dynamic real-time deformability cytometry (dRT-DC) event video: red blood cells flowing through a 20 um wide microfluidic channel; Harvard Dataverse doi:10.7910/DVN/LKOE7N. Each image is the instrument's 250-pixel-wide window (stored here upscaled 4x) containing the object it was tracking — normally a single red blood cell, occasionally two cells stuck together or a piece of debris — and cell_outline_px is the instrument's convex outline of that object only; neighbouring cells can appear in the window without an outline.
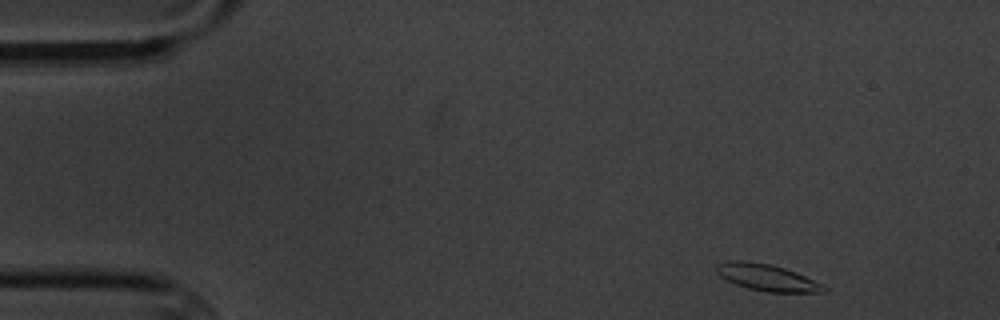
{"species": "common noctule bat (a hibernating species)", "species_latin": "Nyctalus noctula", "temperature_condition": "cold", "stored_images_in_passage": 3, "camera_frame_rate_fps": 3000, "um_per_image_px": 0.085, "animal": {"sex": "male", "body_mass_g": 20.1, "forearm_length_mm": 53.5}, "frame": {"image": 1, "passage_image": 1, "time_ms": 0.0, "image_size_px": [1000, 320], "cell_outline_px": [[828, 292], [764, 292], [748, 288], [736, 284], [720, 276], [716, 272], [716, 264], [732, 260], [744, 260], [768, 264], [784, 268], [796, 272], [828, 288]], "centroid_in_image_um": [65.17, 23.59], "position_along_channel_um": 19.8, "area_um2": 16.47}}
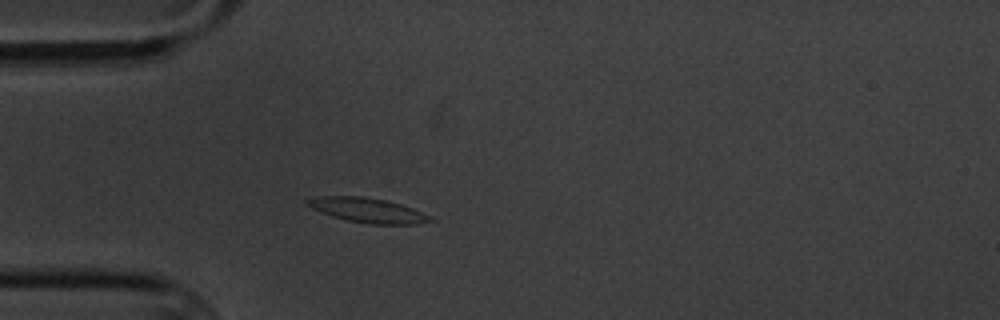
{"frame": {"image": 2, "passage_image": 3, "time_ms": 3.333, "image_size_px": [1000, 320], "cell_outline_px": [[436, 220], [416, 224], [372, 224], [348, 220], [332, 216], [312, 208], [304, 204], [304, 200], [316, 196], [360, 196], [388, 200], [412, 208], [432, 216]], "centroid_in_image_um": [31.25, 17.86], "position_along_channel_um": 53.7, "area_um2": 17.69}}